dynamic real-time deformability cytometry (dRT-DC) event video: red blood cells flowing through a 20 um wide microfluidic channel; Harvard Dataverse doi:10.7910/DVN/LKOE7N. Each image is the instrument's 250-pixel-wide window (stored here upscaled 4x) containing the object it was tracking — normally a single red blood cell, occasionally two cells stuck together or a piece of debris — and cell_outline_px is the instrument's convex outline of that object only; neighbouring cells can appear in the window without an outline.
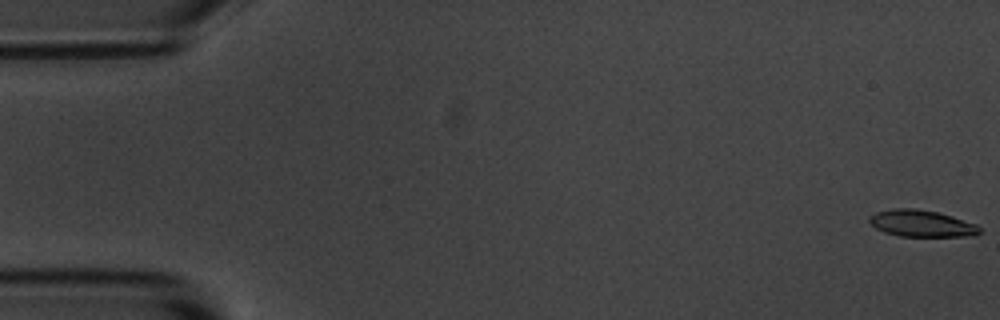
{"species": "common noctule bat (a hibernating species)", "species_latin": "Nyctalus noctula", "temperature_condition": "room temperature", "stored_images_in_passage": 56, "camera_frame_rate_fps": 3000, "um_per_image_px": 0.085, "animal": {"sex": "male", "body_mass_g": 20.1, "forearm_length_mm": 53.5}, "frame": {"image": 1, "passage_image": 1, "time_ms": 0.0, "image_size_px": [1000, 320], "cell_outline_px": [[980, 232], [976, 236], [900, 236], [884, 232], [876, 228], [868, 220], [868, 216], [876, 212], [892, 208], [916, 208], [936, 212], [952, 216], [976, 224], [980, 228]], "centroid_in_image_um": [78.31, 18.99], "position_along_channel_um": 6.7, "area_um2": 17.17}}
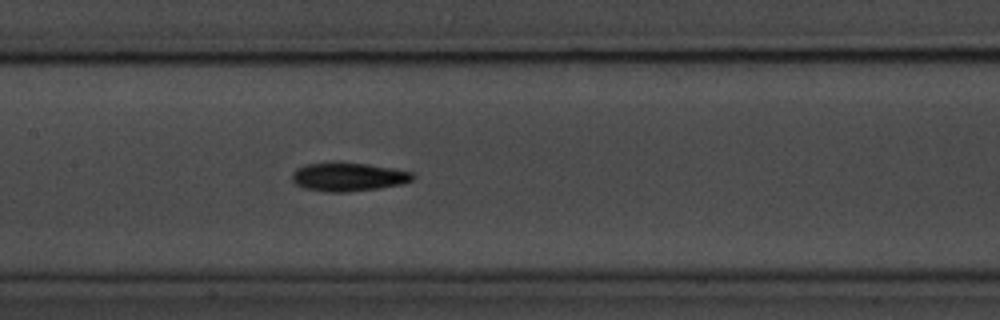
{"frame": {"image": 2, "passage_image": 27, "time_ms": 8.667, "image_size_px": [1000, 320], "cell_outline_px": [[416, 176], [412, 180], [400, 184], [380, 188], [348, 192], [324, 192], [304, 188], [296, 184], [292, 180], [292, 172], [296, 168], [304, 164], [332, 160], [340, 160], [368, 164], [392, 168], [412, 172]], "centroid_in_image_um": [29.55, 15.0], "position_along_channel_um": 177.9, "area_um2": 20.81}}
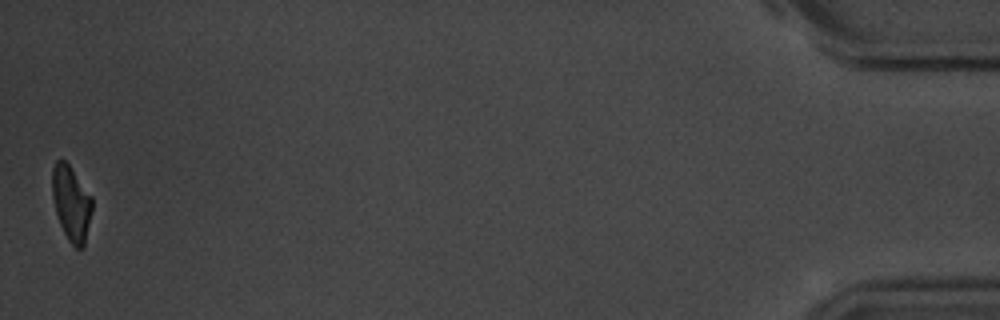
{"frame": {"image": 3, "passage_image": 56, "time_ms": 18.333, "image_size_px": [1000, 320], "cell_outline_px": [[92, 212], [84, 248], [76, 248], [68, 240], [60, 224], [56, 212], [52, 196], [52, 168], [56, 160], [64, 160], [68, 164], [92, 196]], "centroid_in_image_um": [6.07, 17.29], "position_along_channel_um": 429.1, "area_um2": 17.46}, "authors_computed_cell_mechanics": {"area_um2": 19.074, "velocity_mm_per_s": 3.5942, "shape_relaxation_time_tau1_ms": 3.1717, "shape_relaxation_time_tau2_ms": 4.0482, "deformation_change_tau1": 0.137, "deformation_change_tau2": 0.1039}}